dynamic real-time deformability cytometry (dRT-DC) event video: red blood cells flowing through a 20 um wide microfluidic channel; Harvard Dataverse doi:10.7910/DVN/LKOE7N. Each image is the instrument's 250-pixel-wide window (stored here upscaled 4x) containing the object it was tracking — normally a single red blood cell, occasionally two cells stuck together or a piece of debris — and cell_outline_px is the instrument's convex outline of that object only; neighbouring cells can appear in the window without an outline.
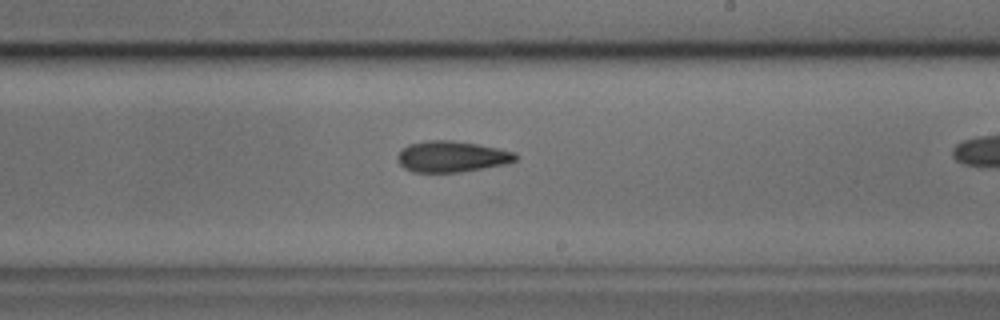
{"species": "common noctule bat (a hibernating species)", "species_latin": "Nyctalus noctula", "temperature_condition": "cold", "stored_images_in_passage": 20, "camera_frame_rate_fps": 3000, "um_per_image_px": 0.085, "animal": {"sex": "male", "body_mass_g": 17.9, "forearm_length_mm": 54.2}, "frame": {"image": 1, "passage_image": 12, "time_ms": 3.667, "image_size_px": [1000, 320], "cell_outline_px": [[520, 156], [516, 160], [508, 164], [460, 172], [412, 172], [404, 168], [396, 160], [396, 156], [408, 144], [428, 140], [452, 140], [476, 144], [516, 152]], "centroid_in_image_um": [38.41, 13.31], "position_along_channel_um": 250.6, "area_um2": 21.5}}